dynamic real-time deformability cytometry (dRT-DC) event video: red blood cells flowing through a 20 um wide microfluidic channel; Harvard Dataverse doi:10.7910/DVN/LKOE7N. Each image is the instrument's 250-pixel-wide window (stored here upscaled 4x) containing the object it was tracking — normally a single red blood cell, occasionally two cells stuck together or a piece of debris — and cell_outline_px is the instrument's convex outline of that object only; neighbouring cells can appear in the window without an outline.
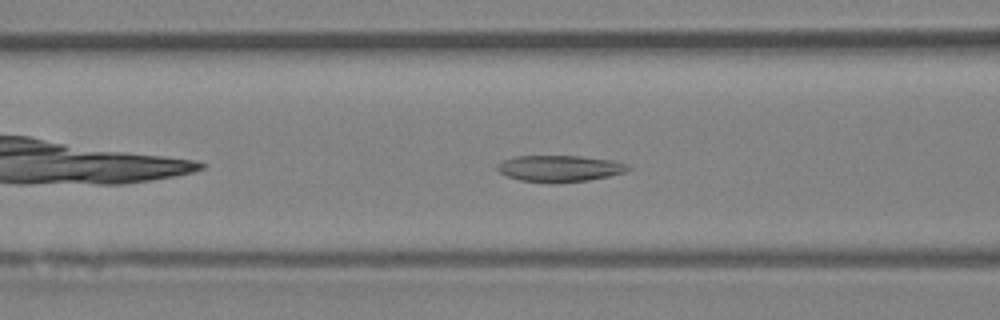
{"species": "Egyptian fruit bat (a non-hibernating species)", "species_latin": "Rousettus aegyptiacus", "temperature_condition": "room temperature", "stored_images_in_passage": 40, "camera_frame_rate_fps": 3000, "um_per_image_px": 0.085, "animal": {"sex": "female"}, "frame": {"image": 1, "passage_image": 9, "time_ms": 2.667, "image_size_px": [1000, 320], "cell_outline_px": [[632, 168], [624, 172], [608, 176], [588, 180], [520, 180], [508, 176], [500, 172], [496, 168], [496, 164], [504, 160], [516, 156], [580, 156], [612, 160], [628, 164]], "centroid_in_image_um": [47.59, 14.27], "position_along_channel_um": 119.0, "area_um2": 19.25}}
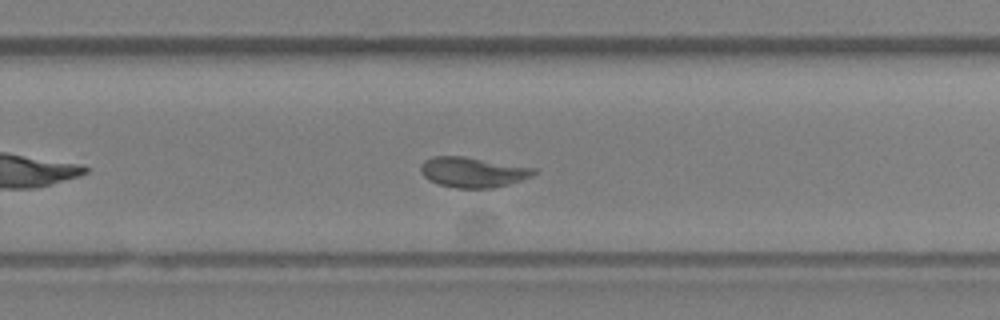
{"frame": {"image": 2, "passage_image": 22, "time_ms": 7.0, "image_size_px": [1000, 320], "cell_outline_px": [[536, 172], [532, 176], [508, 184], [492, 188], [456, 188], [440, 184], [428, 180], [420, 172], [420, 164], [424, 160], [432, 156], [464, 156], [536, 168]], "centroid_in_image_um": [40.16, 14.63], "position_along_channel_um": 289.6, "area_um2": 19.94}}
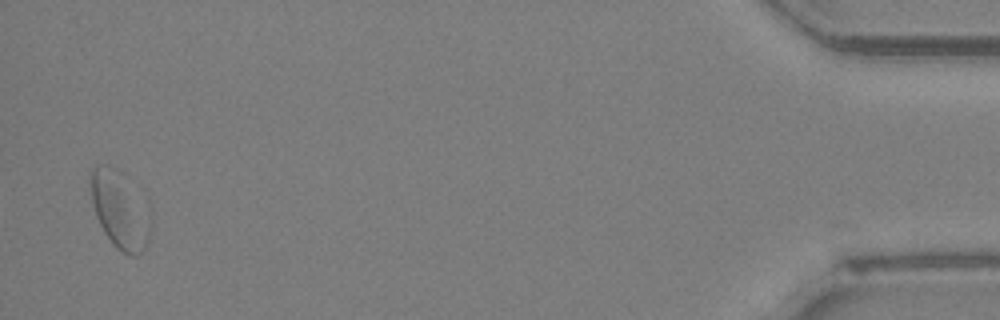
{"frame": {"image": 3, "passage_image": 39, "time_ms": 12.667, "image_size_px": [1000, 320], "cell_outline_px": [[148, 244], [136, 256], [132, 256], [116, 248], [112, 244], [104, 232], [96, 216], [92, 200], [88, 180], [92, 168], [100, 164], [108, 164], [116, 168], [120, 172], [148, 228]], "centroid_in_image_um": [9.98, 17.87], "position_along_channel_um": 425.2, "area_um2": 24.45}, "authors_computed_cell_mechanics": {"area_um2": 19.7098, "velocity_mm_per_s": 3.9502, "shape_relaxation_time_tau1_ms": 4.0198, "shape_relaxation_time_tau2_ms": 1.2784, "deformation_change_tau1": 0.1407, "deformation_change_tau2": 0.0743}}